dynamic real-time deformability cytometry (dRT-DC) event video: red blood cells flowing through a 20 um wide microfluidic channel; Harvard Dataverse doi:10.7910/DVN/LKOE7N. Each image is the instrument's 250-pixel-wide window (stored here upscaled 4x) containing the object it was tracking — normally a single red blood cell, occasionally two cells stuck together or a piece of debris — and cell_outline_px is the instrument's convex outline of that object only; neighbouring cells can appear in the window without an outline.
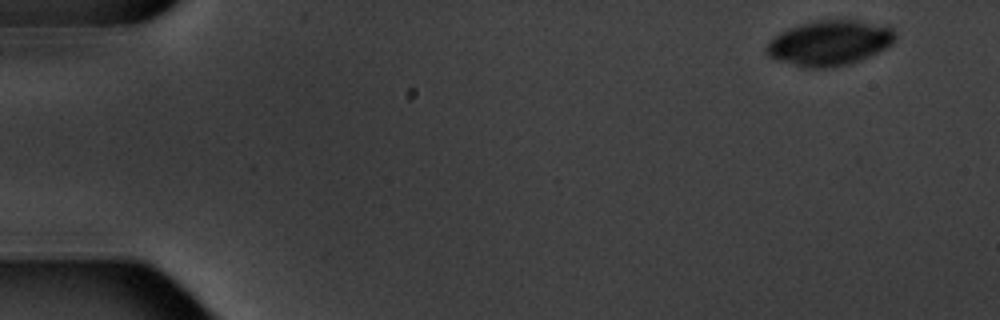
{"species": "common noctule bat (a hibernating species)", "species_latin": "Nyctalus noctula", "temperature_condition": "warm", "stored_images_in_passage": 4, "camera_frame_rate_fps": 3000, "um_per_image_px": 0.085, "animal": {"sex": "male", "body_mass_g": 20.1, "forearm_length_mm": 53.5}, "frame": {"image": 1, "passage_image": 1, "time_ms": 0.0, "image_size_px": [1000, 320], "cell_outline_px": [[896, 36], [892, 44], [852, 64], [832, 68], [804, 68], [776, 60], [768, 56], [764, 52], [768, 44], [776, 36], [788, 28], [800, 24], [816, 20], [860, 20], [892, 28], [896, 32]], "centroid_in_image_um": [70.5, 3.67], "position_along_channel_um": 14.5, "area_um2": 33.87}}